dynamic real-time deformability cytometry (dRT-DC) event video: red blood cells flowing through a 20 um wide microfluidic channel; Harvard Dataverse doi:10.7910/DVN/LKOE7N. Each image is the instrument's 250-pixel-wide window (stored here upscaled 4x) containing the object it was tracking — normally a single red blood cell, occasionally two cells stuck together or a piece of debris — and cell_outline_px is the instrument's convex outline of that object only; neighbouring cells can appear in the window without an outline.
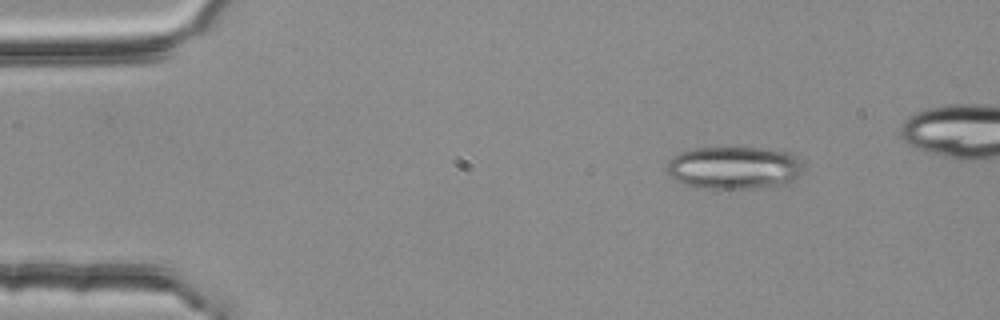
{"species": "common noctule bat (a hibernating species)", "species_latin": "Nyctalus noctula", "temperature_condition": "room temperature", "stored_images_in_passage": 3, "camera_frame_rate_fps": 3000, "um_per_image_px": 0.085, "animal": {"sex": "female", "body_mass_g": 25.1}, "frame": {"image": 1, "passage_image": 3, "time_ms": 0.667, "image_size_px": [1000, 320], "cell_outline_px": [[804, 168], [788, 184], [752, 188], [704, 188], [684, 184], [676, 180], [664, 168], [668, 160], [672, 156], [680, 152], [696, 148], [760, 148], [788, 152], [796, 156], [800, 160]], "centroid_in_image_um": [62.37, 14.25], "position_along_channel_um": 22.6, "area_um2": 33.87}}